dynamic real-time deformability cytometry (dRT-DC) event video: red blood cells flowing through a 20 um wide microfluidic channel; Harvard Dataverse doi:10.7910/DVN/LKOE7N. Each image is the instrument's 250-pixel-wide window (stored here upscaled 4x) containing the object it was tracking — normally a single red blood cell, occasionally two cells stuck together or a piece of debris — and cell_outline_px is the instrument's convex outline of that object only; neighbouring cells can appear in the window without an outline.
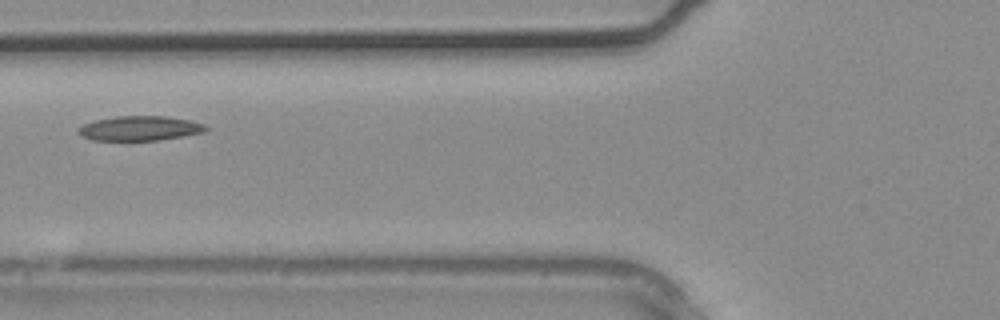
{"species": "common noctule bat (a hibernating species)", "species_latin": "Nyctalus noctula", "temperature_condition": "warm", "stored_images_in_passage": 4, "camera_frame_rate_fps": 3000, "um_per_image_px": 0.085, "animal": {"sex": "male", "body_mass_g": 20.4}, "frame": {"image": 1, "passage_image": 4, "time_ms": 1.0, "image_size_px": [1000, 320], "cell_outline_px": [[208, 128], [204, 132], [160, 140], [92, 140], [80, 136], [76, 132], [76, 128], [84, 124], [96, 120], [116, 116], [168, 116], [188, 120], [204, 124]], "centroid_in_image_um": [11.83, 10.91], "position_along_channel_um": 114.0, "area_um2": 18.32}}